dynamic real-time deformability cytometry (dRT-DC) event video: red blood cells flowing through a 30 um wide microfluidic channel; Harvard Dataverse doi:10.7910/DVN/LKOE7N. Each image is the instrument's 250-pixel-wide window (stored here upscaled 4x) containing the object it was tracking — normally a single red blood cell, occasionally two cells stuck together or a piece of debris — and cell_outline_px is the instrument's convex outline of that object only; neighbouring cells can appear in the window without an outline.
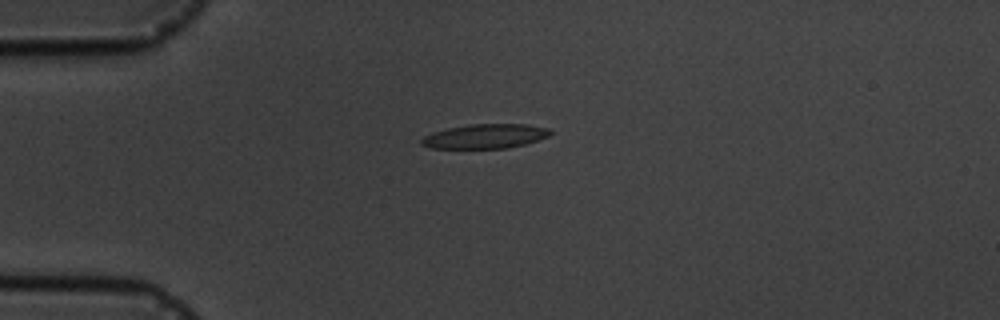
{"species": "common noctule bat (a hibernating species)", "species_latin": "Nyctalus noctula", "temperature_condition": "cold", "stored_images_in_passage": 5, "camera_frame_rate_fps": 3000, "um_per_image_px": 0.085, "animal": {"sex": "male", "body_mass_g": 19.5, "forearm_length_mm": 54.6}, "frame": {"image": 1, "passage_image": 5, "time_ms": 5.667, "image_size_px": [1000, 320], "cell_outline_px": [[552, 132], [548, 136], [524, 144], [508, 148], [432, 148], [420, 144], [420, 140], [424, 136], [432, 132], [448, 128], [472, 124], [528, 124], [548, 128]], "centroid_in_image_um": [41.22, 11.58], "position_along_channel_um": 43.8, "area_um2": 18.21}}